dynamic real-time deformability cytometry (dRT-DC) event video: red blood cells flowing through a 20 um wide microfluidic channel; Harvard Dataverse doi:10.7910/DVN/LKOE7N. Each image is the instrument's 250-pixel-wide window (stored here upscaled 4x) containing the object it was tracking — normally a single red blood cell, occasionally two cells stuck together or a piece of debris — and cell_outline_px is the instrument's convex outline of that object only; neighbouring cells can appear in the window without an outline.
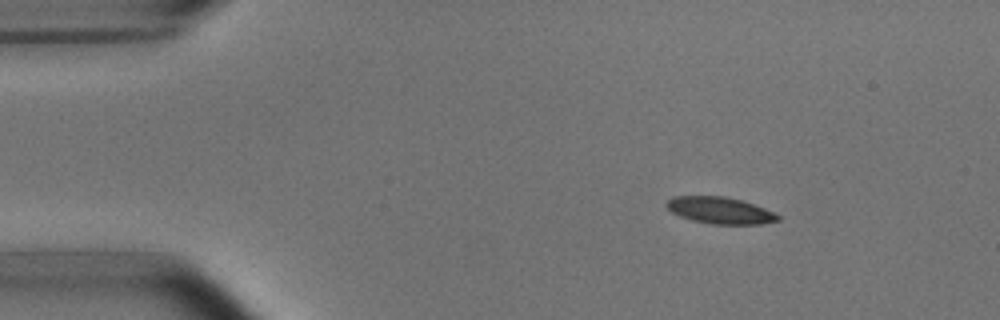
{"species": "common noctule bat (a hibernating species)", "species_latin": "Nyctalus noctula", "temperature_condition": "room temperature", "stored_images_in_passage": 3, "camera_frame_rate_fps": 3000, "um_per_image_px": 0.085, "animal": {"sex": "male", "body_mass_g": 15.6}, "frame": {"image": 1, "passage_image": 1, "time_ms": 0.0, "image_size_px": [1000, 320], "cell_outline_px": [[780, 220], [760, 224], [712, 224], [692, 220], [680, 216], [672, 212], [664, 204], [672, 196], [724, 196], [740, 200], [764, 208], [780, 216]], "centroid_in_image_um": [61.17, 17.88], "position_along_channel_um": 23.8, "area_um2": 17.17}}